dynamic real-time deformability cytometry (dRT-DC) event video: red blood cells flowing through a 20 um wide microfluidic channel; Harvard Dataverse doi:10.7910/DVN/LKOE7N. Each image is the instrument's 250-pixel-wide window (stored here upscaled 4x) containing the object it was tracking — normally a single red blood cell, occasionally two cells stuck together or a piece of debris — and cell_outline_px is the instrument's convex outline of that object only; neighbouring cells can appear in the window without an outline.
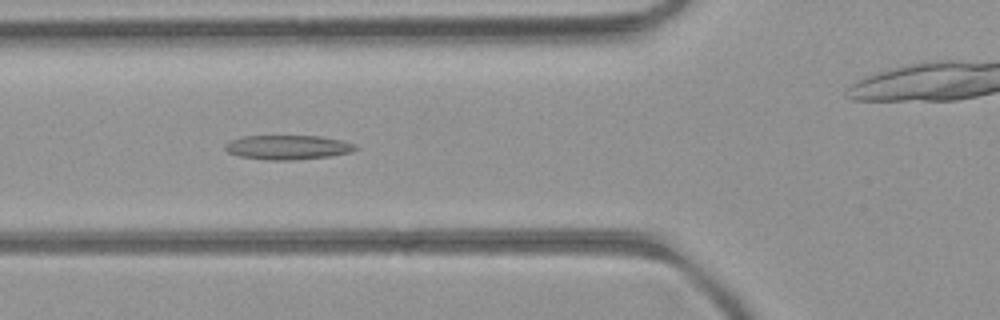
{"species": "common noctule bat (a hibernating species)", "species_latin": "Nyctalus noctula", "temperature_condition": "room temperature", "stored_images_in_passage": 52, "camera_frame_rate_fps": 3000, "um_per_image_px": 0.085, "animal": {"sex": "female", "body_mass_g": 21.9}, "frame": {"image": 1, "passage_image": 18, "time_ms": 5.667, "image_size_px": [1000, 320], "cell_outline_px": [[360, 148], [352, 152], [332, 156], [292, 160], [264, 160], [240, 156], [228, 152], [224, 148], [224, 144], [232, 140], [244, 136], [320, 136], [340, 140], [356, 144]], "centroid_in_image_um": [24.5, 12.53], "position_along_channel_um": 101.3, "area_um2": 18.61}}
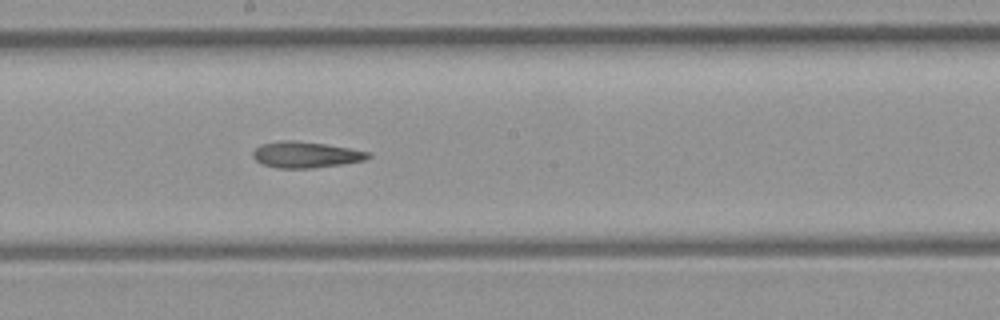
{"frame": {"image": 2, "passage_image": 27, "time_ms": 8.667, "image_size_px": [1000, 320], "cell_outline_px": [[372, 156], [364, 160], [340, 164], [312, 168], [276, 168], [264, 164], [256, 160], [252, 156], [252, 152], [260, 144], [280, 140], [292, 140], [324, 144], [348, 148], [368, 152]], "centroid_in_image_um": [25.94, 13.14], "position_along_channel_um": 222.3, "area_um2": 17.34}}
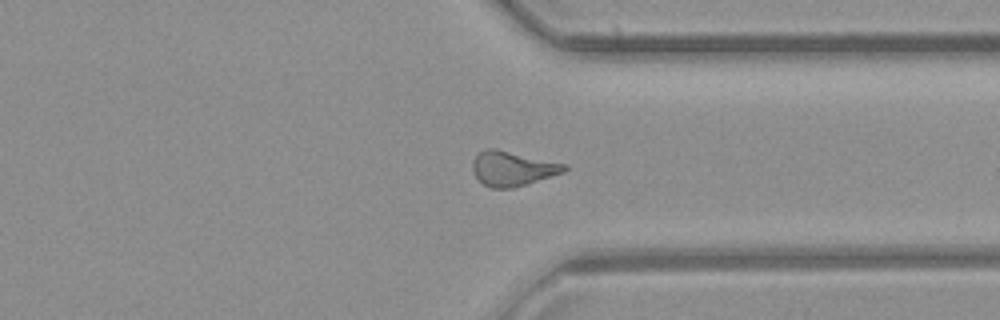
{"frame": {"image": 3, "passage_image": 38, "time_ms": 12.333, "image_size_px": [1000, 320], "cell_outline_px": [[568, 168], [564, 172], [512, 188], [492, 188], [484, 184], [476, 176], [472, 168], [472, 160], [480, 152], [488, 148], [496, 148], [568, 164]], "centroid_in_image_um": [43.58, 14.31], "position_along_channel_um": 367.8, "area_um2": 18.44}, "authors_computed_cell_mechanics": {"area_um2": 18.3804, "velocity_mm_per_s": 4.0078, "shape_relaxation_time_tau1_ms": null, "shape_relaxation_time_tau2_ms": 5.2593, "deformation_change_tau1": null, "deformation_change_tau2": 0.144}}